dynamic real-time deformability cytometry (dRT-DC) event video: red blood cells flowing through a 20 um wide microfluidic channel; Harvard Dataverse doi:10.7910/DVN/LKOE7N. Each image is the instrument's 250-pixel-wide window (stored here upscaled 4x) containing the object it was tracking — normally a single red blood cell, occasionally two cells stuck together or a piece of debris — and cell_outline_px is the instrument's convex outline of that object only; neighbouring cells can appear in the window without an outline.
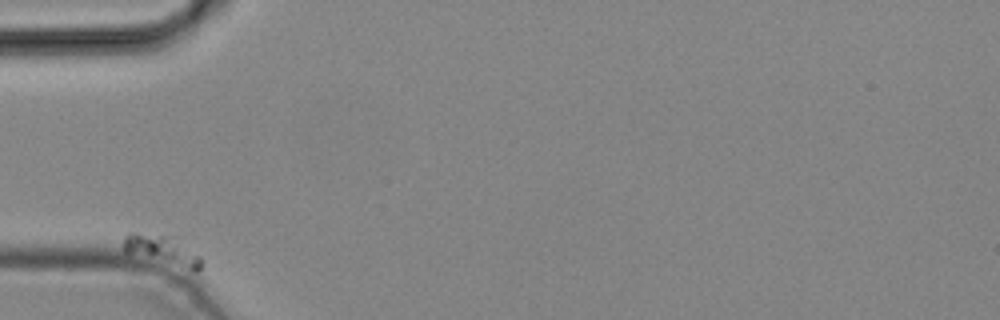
{"species": "common noctule bat (a hibernating species)", "species_latin": "Nyctalus noctula", "temperature_condition": "cold", "stored_images_in_passage": 2, "camera_frame_rate_fps": 3000, "um_per_image_px": 0.085, "animal": {"sex": "male", "body_mass_g": 19.2, "forearm_length_mm": 51.8}, "frame": {"image": 1, "passage_image": 1, "time_ms": 0.0, "image_size_px": [1000, 320], "cell_outline_px": [[200, 268], [196, 272], [192, 272], [124, 252], [124, 236], [128, 232], [132, 232], [188, 236], [200, 256]], "centroid_in_image_um": [13.93, 21.21], "position_along_channel_um": 71.1, "area_um2": 14.91}}